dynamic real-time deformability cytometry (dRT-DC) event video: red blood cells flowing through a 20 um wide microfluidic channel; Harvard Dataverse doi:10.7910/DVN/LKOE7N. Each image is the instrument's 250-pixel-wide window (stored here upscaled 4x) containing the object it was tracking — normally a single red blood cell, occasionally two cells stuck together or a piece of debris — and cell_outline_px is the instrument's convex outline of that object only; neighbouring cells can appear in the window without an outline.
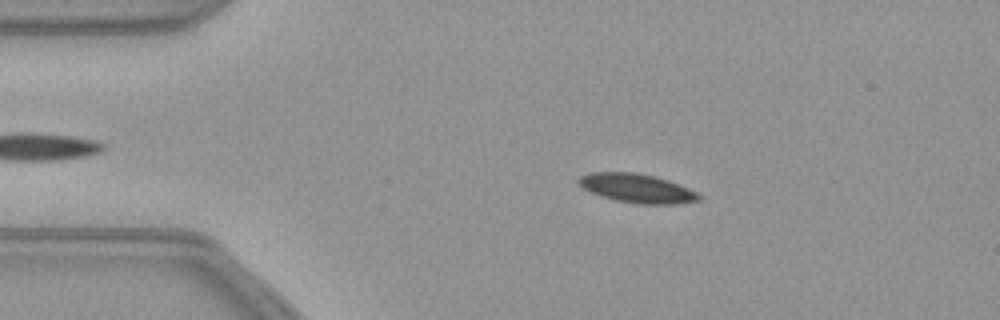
{"species": "common noctule bat (a hibernating species)", "species_latin": "Nyctalus noctula", "temperature_condition": "warm", "stored_images_in_passage": 46, "camera_frame_rate_fps": 3000, "um_per_image_px": 0.085, "animal": {"sex": "female", "body_mass_g": 21.9}, "frame": {"image": 1, "passage_image": 9, "time_ms": 2.667, "image_size_px": [1000, 320], "cell_outline_px": [[704, 196], [700, 200], [676, 204], [636, 204], [612, 200], [600, 196], [584, 188], [576, 180], [580, 176], [588, 172], [636, 172], [656, 176], [668, 180], [688, 188]], "centroid_in_image_um": [54.14, 16.0], "position_along_channel_um": 30.9, "area_um2": 20.52}}
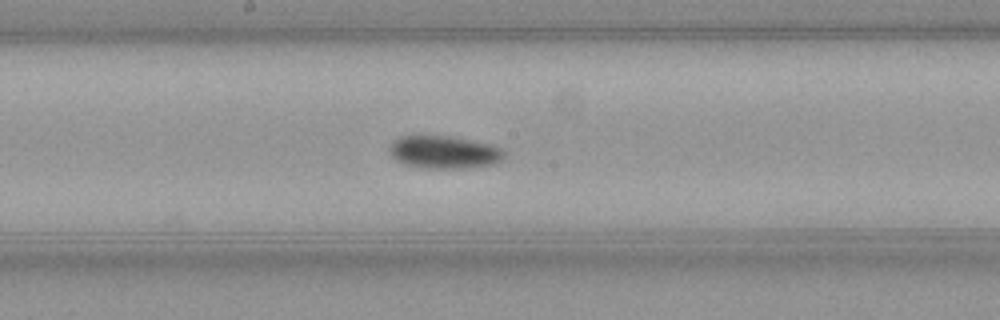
{"frame": {"image": 2, "passage_image": 27, "time_ms": 8.667, "image_size_px": [1000, 320], "cell_outline_px": [[504, 156], [496, 164], [464, 168], [424, 168], [404, 164], [396, 160], [388, 152], [388, 144], [392, 140], [400, 136], [452, 136], [492, 144], [500, 148], [504, 152]], "centroid_in_image_um": [37.71, 12.93], "position_along_channel_um": 210.5, "area_um2": 22.14}}
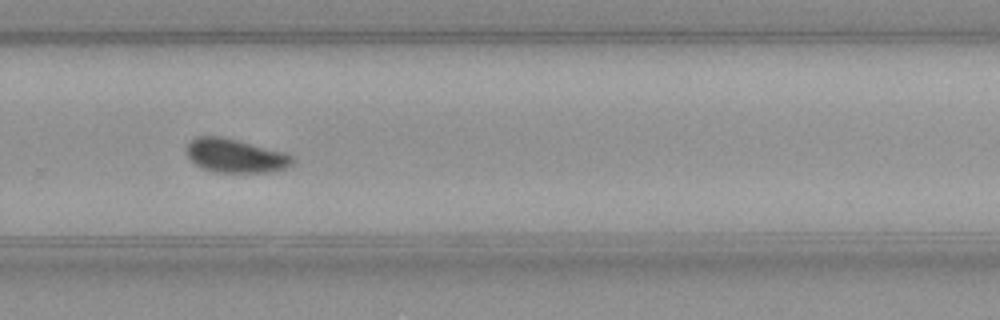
{"frame": {"image": 3, "passage_image": 35, "time_ms": 11.333, "image_size_px": [1000, 320], "cell_outline_px": [[296, 160], [292, 164], [284, 168], [268, 172], [216, 172], [204, 168], [196, 164], [184, 152], [188, 140], [196, 136], [220, 136], [284, 152], [292, 156]], "centroid_in_image_um": [19.96, 13.22], "position_along_channel_um": 309.8, "area_um2": 20.75}}